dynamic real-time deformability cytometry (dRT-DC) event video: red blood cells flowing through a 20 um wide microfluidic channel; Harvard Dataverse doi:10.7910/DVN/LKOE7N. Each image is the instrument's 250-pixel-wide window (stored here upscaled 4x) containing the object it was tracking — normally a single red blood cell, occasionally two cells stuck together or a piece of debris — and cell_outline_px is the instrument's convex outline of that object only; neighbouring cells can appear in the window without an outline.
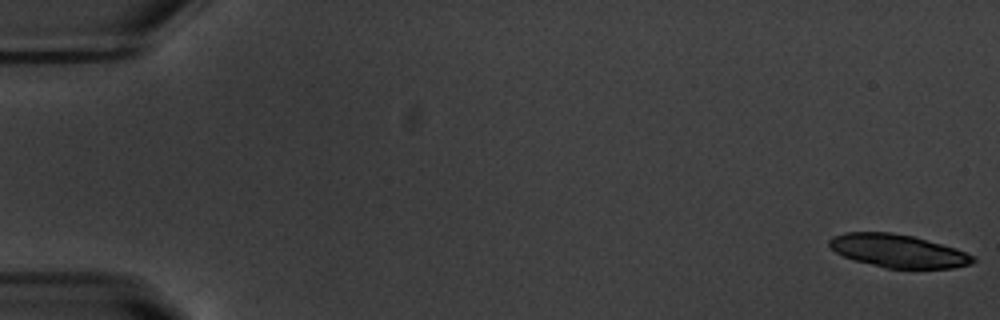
{"species": "common noctule bat (a hibernating species)", "species_latin": "Nyctalus noctula", "temperature_condition": "warm", "stored_images_in_passage": 40, "camera_frame_rate_fps": 3000, "um_per_image_px": 0.085, "animal": {"sex": "male", "body_mass_g": 20.1, "forearm_length_mm": 53.5}, "frame": {"image": 1, "passage_image": 1, "time_ms": 0.0, "image_size_px": [1000, 320], "cell_outline_px": [[976, 260], [972, 264], [952, 268], [884, 268], [856, 260], [844, 256], [836, 252], [828, 244], [828, 240], [832, 236], [844, 232], [892, 232], [912, 236], [956, 248], [976, 256]], "centroid_in_image_um": [76.35, 21.32], "position_along_channel_um": 8.6, "area_um2": 27.69}}
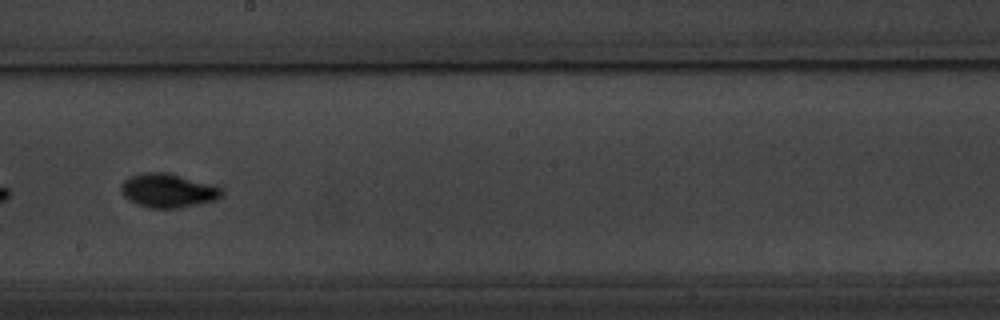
{"frame": {"image": 2, "passage_image": 32, "time_ms": 10.333, "image_size_px": [1000, 320], "cell_outline_px": [[224, 192], [216, 200], [180, 208], [148, 208], [136, 204], [128, 200], [120, 192], [120, 184], [128, 176], [140, 172], [164, 172], [216, 184], [224, 188]], "centroid_in_image_um": [14.27, 16.19], "position_along_channel_um": 233.9, "area_um2": 20.4}}
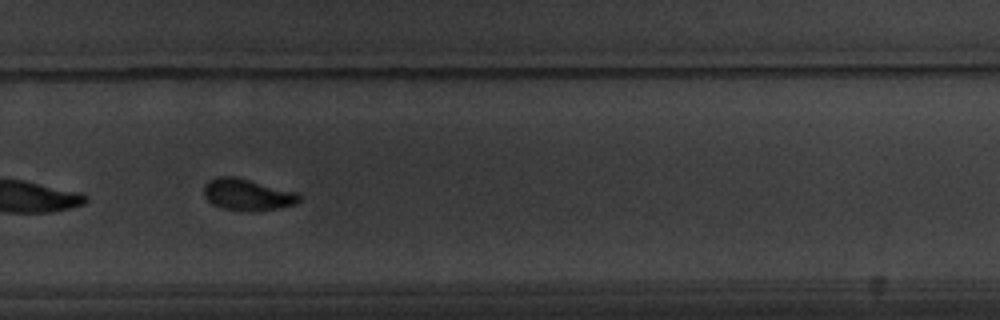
{"frame": {"image": 3, "passage_image": 38, "time_ms": 12.333, "image_size_px": [1000, 320], "cell_outline_px": [[300, 200], [296, 204], [276, 208], [252, 212], [220, 208], [212, 204], [204, 196], [204, 188], [208, 180], [220, 176], [232, 176], [296, 192], [300, 196]], "centroid_in_image_um": [21.0, 16.56], "position_along_channel_um": 308.8, "area_um2": 17.34}}